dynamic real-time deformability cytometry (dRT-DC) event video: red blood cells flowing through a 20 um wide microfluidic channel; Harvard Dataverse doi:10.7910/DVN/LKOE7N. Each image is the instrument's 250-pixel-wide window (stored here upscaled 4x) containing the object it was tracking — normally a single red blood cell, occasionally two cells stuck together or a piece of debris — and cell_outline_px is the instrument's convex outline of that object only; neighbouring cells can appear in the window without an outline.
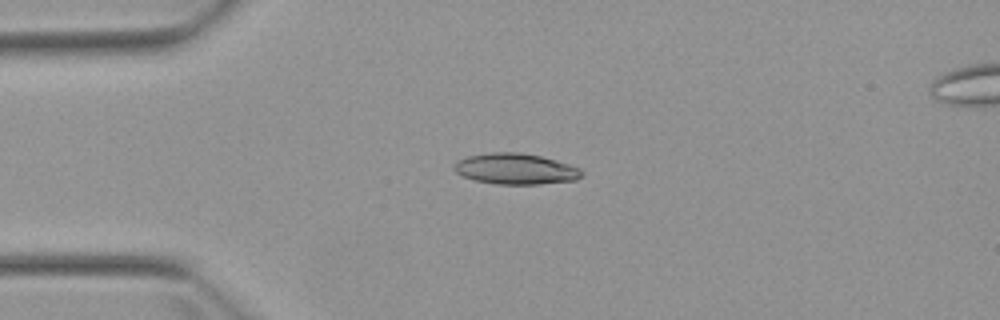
{"species": "Egyptian fruit bat (a non-hibernating species)", "species_latin": "Rousettus aegyptiacus", "temperature_condition": "warm", "stored_images_in_passage": 4, "camera_frame_rate_fps": 3000, "um_per_image_px": 0.085, "animal": {"sex": "female"}, "frame": {"image": 1, "passage_image": 2, "time_ms": 1.333, "image_size_px": [1000, 320], "cell_outline_px": [[584, 176], [576, 180], [540, 184], [496, 184], [476, 180], [464, 176], [456, 172], [452, 168], [452, 164], [456, 160], [468, 156], [492, 152], [520, 152], [540, 156], [556, 160], [580, 168], [584, 172]], "centroid_in_image_um": [43.83, 14.35], "position_along_channel_um": 41.2, "area_um2": 23.12}}